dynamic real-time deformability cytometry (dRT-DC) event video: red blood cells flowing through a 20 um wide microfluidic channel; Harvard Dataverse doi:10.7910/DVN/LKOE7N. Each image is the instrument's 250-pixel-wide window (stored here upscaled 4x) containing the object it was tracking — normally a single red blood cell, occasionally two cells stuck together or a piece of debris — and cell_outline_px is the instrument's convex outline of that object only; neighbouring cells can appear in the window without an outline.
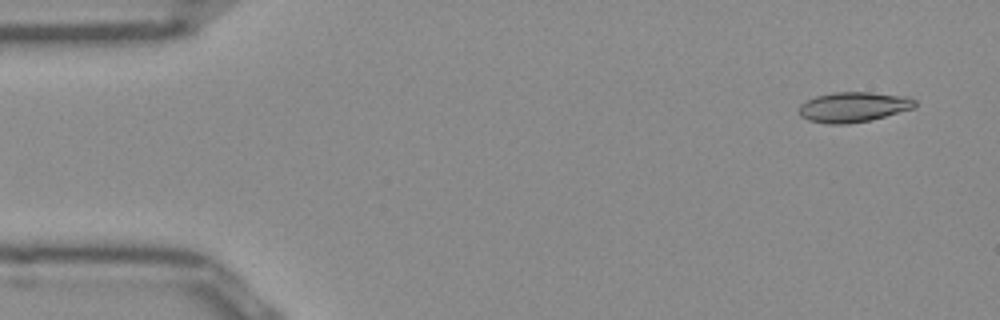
{"species": "Egyptian fruit bat (a non-hibernating species)", "species_latin": "Rousettus aegyptiacus", "temperature_condition": "room temperature", "stored_images_in_passage": 50, "camera_frame_rate_fps": 3000, "um_per_image_px": 0.085, "frame": {"image": 1, "passage_image": 2, "time_ms": 0.333, "image_size_px": [1000, 320], "cell_outline_px": [[916, 108], [868, 120], [848, 124], [828, 124], [808, 120], [800, 116], [800, 104], [816, 96], [836, 92], [872, 92], [908, 96], [916, 100]], "centroid_in_image_um": [72.57, 9.09], "position_along_channel_um": 12.4, "area_um2": 20.35}}
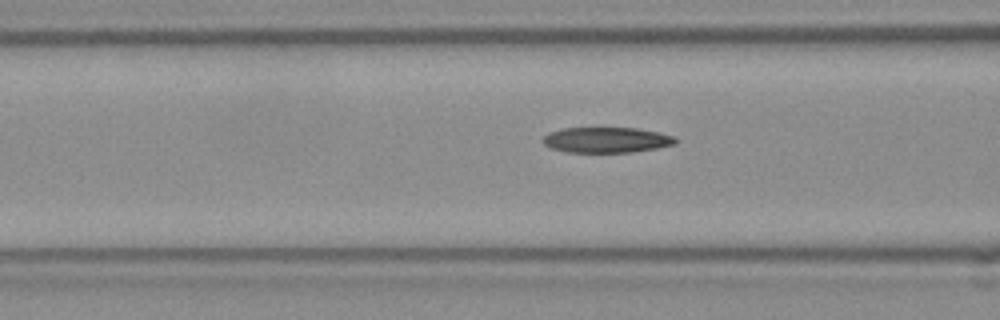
{"frame": {"image": 2, "passage_image": 18, "time_ms": 5.667, "image_size_px": [1000, 320], "cell_outline_px": [[676, 144], [656, 148], [632, 152], [568, 152], [552, 148], [544, 144], [540, 140], [548, 132], [564, 128], [636, 128], [660, 132], [676, 136]], "centroid_in_image_um": [51.56, 11.89], "position_along_channel_um": 115.0, "area_um2": 19.77}}
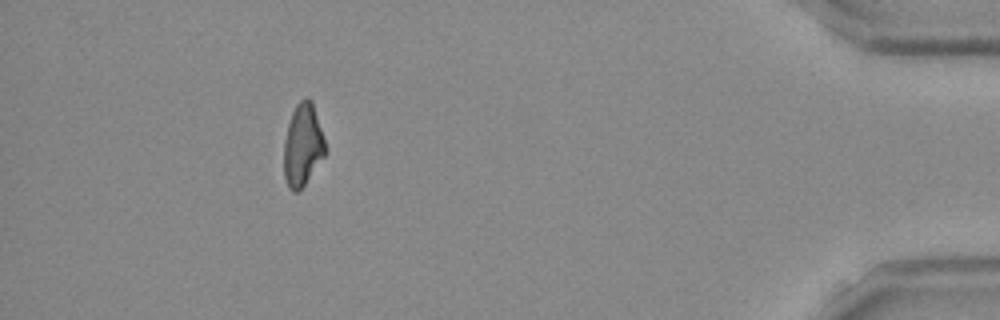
{"frame": {"image": 3, "passage_image": 45, "time_ms": 14.667, "image_size_px": [1000, 320], "cell_outline_px": [[324, 156], [304, 184], [296, 192], [292, 192], [288, 188], [284, 176], [284, 140], [288, 124], [292, 112], [296, 104], [304, 96], [308, 96], [312, 100], [324, 140]], "centroid_in_image_um": [25.7, 12.3], "position_along_channel_um": 409.5, "area_um2": 19.59}, "authors_computed_cell_mechanics": {"area_um2": 20.1722, "velocity_mm_per_s": 3.9457, "shape_relaxation_time_tau1_ms": null, "shape_relaxation_time_tau2_ms": 7.0395, "deformation_change_tau1": null, "deformation_change_tau2": 0.1584}}